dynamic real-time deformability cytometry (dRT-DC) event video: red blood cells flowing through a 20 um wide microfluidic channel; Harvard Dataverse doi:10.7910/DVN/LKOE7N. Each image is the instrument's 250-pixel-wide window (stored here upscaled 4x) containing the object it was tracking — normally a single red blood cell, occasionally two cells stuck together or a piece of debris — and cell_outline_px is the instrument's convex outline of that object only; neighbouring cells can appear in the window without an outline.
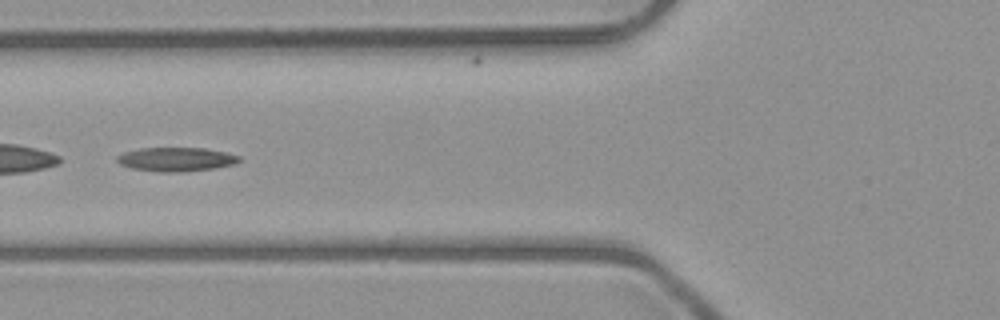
{"species": "common noctule bat (a hibernating species)", "species_latin": "Nyctalus noctula", "temperature_condition": "room temperature", "stored_images_in_passage": 45, "camera_frame_rate_fps": 3000, "um_per_image_px": 0.085, "animal": {"sex": "male", "body_mass_g": 23.1, "forearm_length_mm": 52.7}, "frame": {"image": 1, "passage_image": 14, "time_ms": 4.333, "image_size_px": [1000, 320], "cell_outline_px": [[240, 160], [236, 164], [216, 168], [184, 172], [156, 172], [132, 168], [120, 164], [116, 160], [116, 156], [124, 152], [140, 148], [204, 148], [224, 152], [240, 156]], "centroid_in_image_um": [14.97, 13.55], "position_along_channel_um": 110.8, "area_um2": 17.17}}
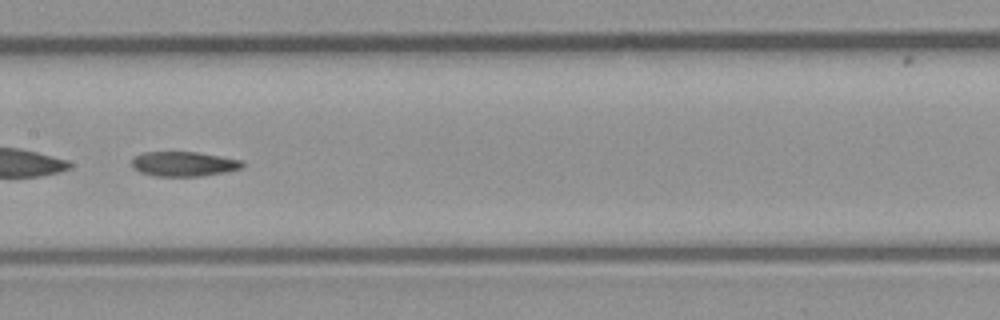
{"frame": {"image": 2, "passage_image": 20, "time_ms": 6.333, "image_size_px": [1000, 320], "cell_outline_px": [[244, 168], [224, 172], [200, 176], [156, 176], [140, 172], [132, 168], [132, 160], [136, 156], [144, 152], [196, 152], [220, 156], [240, 160], [244, 164]], "centroid_in_image_um": [15.61, 13.94], "position_along_channel_um": 191.8, "area_um2": 15.84}}
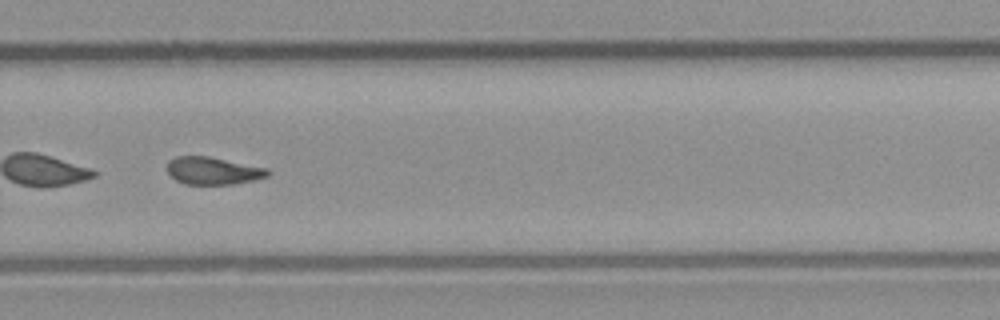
{"frame": {"image": 3, "passage_image": 29, "time_ms": 9.333, "image_size_px": [1000, 320], "cell_outline_px": [[272, 172], [268, 176], [256, 180], [232, 184], [184, 184], [176, 180], [168, 172], [168, 160], [176, 156], [208, 156], [268, 168]], "centroid_in_image_um": [18.14, 14.51], "position_along_channel_um": 311.7, "area_um2": 16.18}}